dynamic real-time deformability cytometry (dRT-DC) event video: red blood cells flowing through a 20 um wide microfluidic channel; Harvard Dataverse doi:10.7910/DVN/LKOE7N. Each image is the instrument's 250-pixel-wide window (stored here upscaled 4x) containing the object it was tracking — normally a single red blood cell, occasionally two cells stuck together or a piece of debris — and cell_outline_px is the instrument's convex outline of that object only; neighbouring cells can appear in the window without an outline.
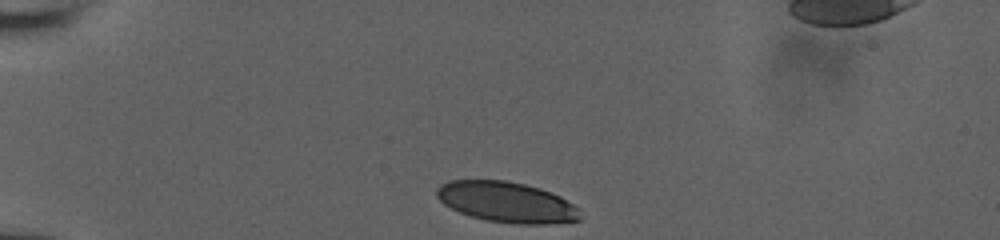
{"species": "human", "species_latin": "Homo sapiens", "temperature_condition": "room temperature", "stored_images_in_passage": 9, "camera_frame_rate_fps": 3000, "um_per_image_px": 0.085, "donor": {"sex": "male"}, "frame": {"image": 1, "passage_image": 1, "time_ms": 0.0, "image_size_px": [1000, 240], "cell_outline_px": [[580, 220], [548, 224], [512, 224], [488, 220], [472, 216], [460, 212], [444, 204], [436, 196], [436, 188], [440, 184], [448, 180], [508, 180], [540, 188], [560, 196], [580, 208]], "centroid_in_image_um": [43.07, 17.17], "position_along_channel_um": 41.9, "area_um2": 34.04}}
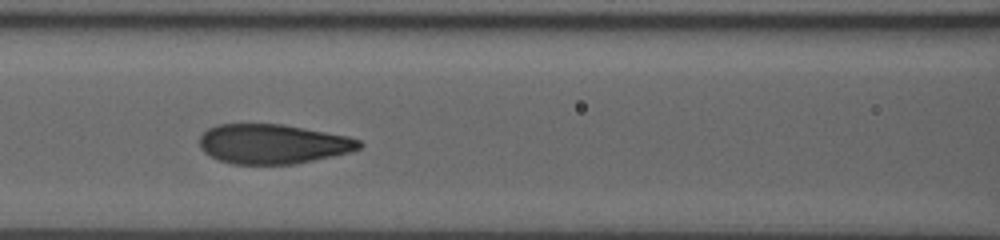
{"frame": {"image": 2, "passage_image": 7, "time_ms": 4.0, "image_size_px": [1000, 240], "cell_outline_px": [[364, 144], [360, 148], [352, 152], [296, 164], [232, 164], [216, 160], [204, 152], [200, 148], [200, 136], [208, 128], [216, 124], [284, 124], [348, 136], [360, 140]], "centroid_in_image_um": [23.2, 12.24], "position_along_channel_um": 143.4, "area_um2": 37.22}}
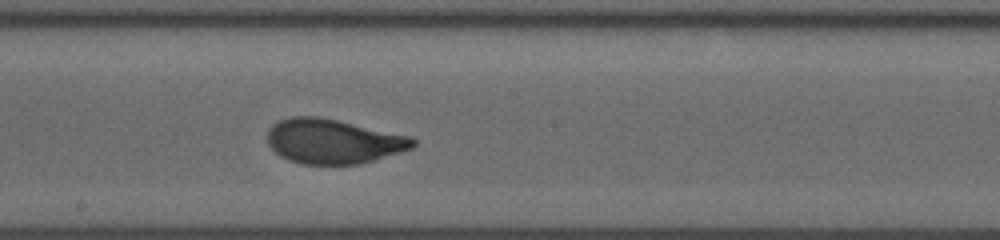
{"frame": {"image": 3, "passage_image": 9, "time_ms": 6.0, "image_size_px": [1000, 240], "cell_outline_px": [[416, 144], [412, 148], [400, 152], [360, 164], [300, 164], [288, 160], [280, 156], [268, 144], [268, 128], [272, 124], [280, 120], [292, 116], [320, 116], [412, 136], [416, 140]], "centroid_in_image_um": [28.32, 12.0], "position_along_channel_um": 219.9, "area_um2": 38.03}}